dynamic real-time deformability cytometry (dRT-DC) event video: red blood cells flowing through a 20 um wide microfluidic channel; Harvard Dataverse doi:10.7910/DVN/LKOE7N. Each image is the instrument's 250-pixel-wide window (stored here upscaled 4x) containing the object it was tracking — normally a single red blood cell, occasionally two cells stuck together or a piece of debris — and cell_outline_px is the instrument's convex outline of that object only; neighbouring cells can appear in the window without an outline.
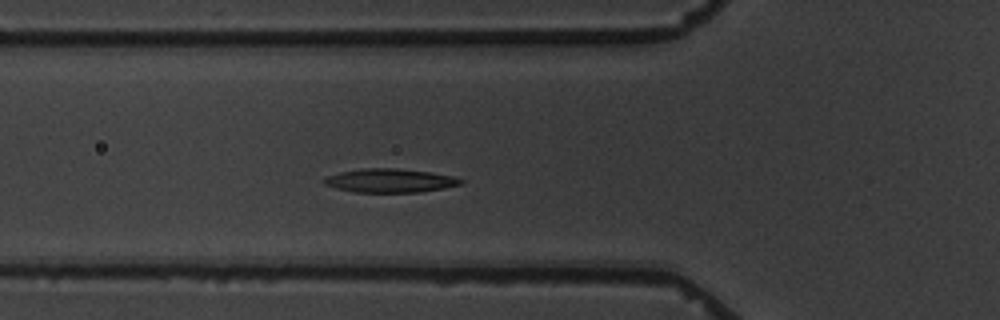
{"species": "common noctule bat (a hibernating species)", "species_latin": "Nyctalus noctula", "temperature_condition": "warm", "stored_images_in_passage": 2, "camera_frame_rate_fps": 3000, "um_per_image_px": 0.085, "animal": {"sex": "male", "body_mass_g": 19.5, "forearm_length_mm": 54.6}, "frame": {"image": 1, "passage_image": 2, "time_ms": 1.0, "image_size_px": [1000, 320], "cell_outline_px": [[464, 184], [444, 188], [420, 192], [356, 192], [336, 188], [324, 184], [324, 180], [328, 176], [340, 172], [360, 168], [396, 168], [432, 172], [452, 176], [464, 180]], "centroid_in_image_um": [33.19, 15.34], "position_along_channel_um": 92.6, "area_um2": 18.9}}